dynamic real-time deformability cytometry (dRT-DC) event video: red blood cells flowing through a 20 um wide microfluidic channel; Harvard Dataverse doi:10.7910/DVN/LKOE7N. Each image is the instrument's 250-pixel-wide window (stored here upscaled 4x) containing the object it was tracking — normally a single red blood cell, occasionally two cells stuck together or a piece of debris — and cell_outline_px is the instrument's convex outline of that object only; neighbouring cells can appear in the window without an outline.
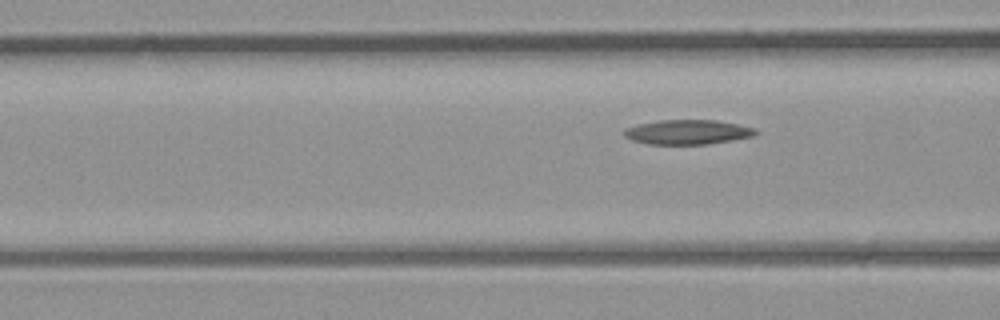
{"species": "common noctule bat (a hibernating species)", "species_latin": "Nyctalus noctula", "temperature_condition": "room temperature", "stored_images_in_passage": 6, "camera_frame_rate_fps": 3000, "um_per_image_px": 0.085, "animal": {"sex": "male", "body_mass_g": 23.1, "forearm_length_mm": 52.7}, "frame": {"image": 1, "passage_image": 6, "time_ms": 6.667, "image_size_px": [1000, 320], "cell_outline_px": [[760, 132], [752, 136], [732, 140], [708, 144], [648, 144], [632, 140], [624, 136], [624, 128], [640, 124], [660, 120], [716, 120], [756, 128]], "centroid_in_image_um": [58.46, 11.22], "position_along_channel_um": 108.1, "area_um2": 18.79}}